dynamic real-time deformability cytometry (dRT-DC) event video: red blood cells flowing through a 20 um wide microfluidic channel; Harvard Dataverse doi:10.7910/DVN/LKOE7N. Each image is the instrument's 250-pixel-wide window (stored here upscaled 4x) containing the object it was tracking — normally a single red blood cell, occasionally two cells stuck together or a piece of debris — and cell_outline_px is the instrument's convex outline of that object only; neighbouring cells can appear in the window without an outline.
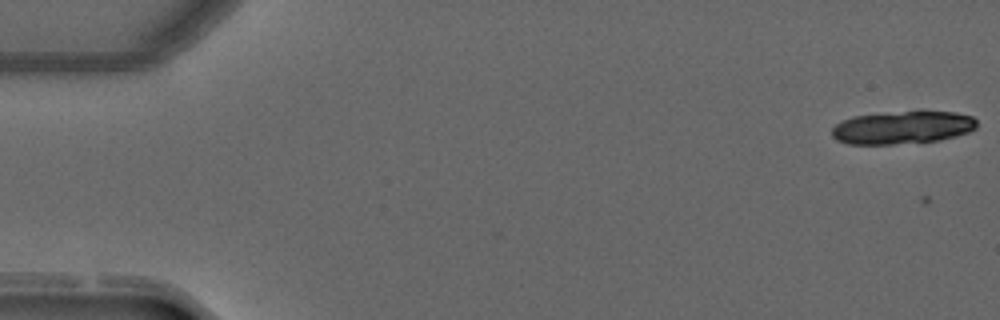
{"species": "common noctule bat (a hibernating species)", "species_latin": "Nyctalus noctula", "temperature_condition": "warm", "stored_images_in_passage": 19, "camera_frame_rate_fps": 3000, "um_per_image_px": 0.085, "animal": {"sex": "male", "forearm_length_mm": 52.5}, "frame": {"image": 1, "passage_image": 3, "time_ms": 0.667, "image_size_px": [1000, 320], "cell_outline_px": [[976, 128], [968, 132], [956, 136], [940, 140], [892, 144], [848, 144], [836, 140], [832, 136], [832, 128], [836, 124], [852, 116], [920, 108], [924, 108], [956, 112], [972, 116], [976, 120]], "centroid_in_image_um": [76.75, 10.79], "position_along_channel_um": 8.3, "area_um2": 28.73}}